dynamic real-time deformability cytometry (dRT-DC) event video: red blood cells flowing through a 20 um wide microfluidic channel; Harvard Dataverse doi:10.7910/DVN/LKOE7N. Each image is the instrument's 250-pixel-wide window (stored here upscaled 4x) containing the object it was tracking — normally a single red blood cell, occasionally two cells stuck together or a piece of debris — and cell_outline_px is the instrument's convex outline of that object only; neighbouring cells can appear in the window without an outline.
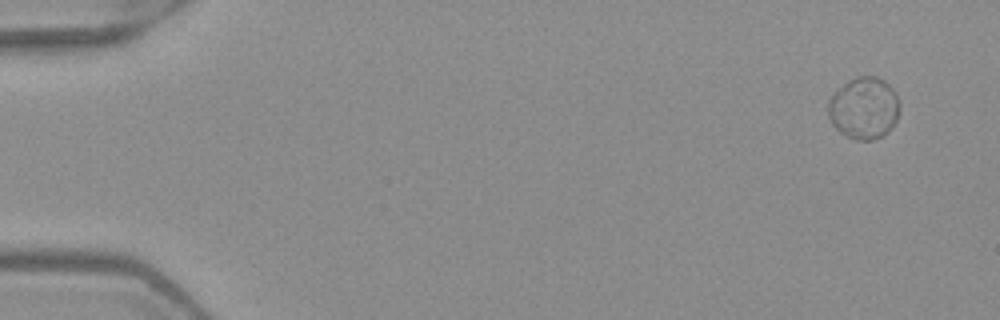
{"species": "Egyptian fruit bat (a non-hibernating species)", "species_latin": "Rousettus aegyptiacus", "temperature_condition": "warm", "stored_images_in_passage": 4, "camera_frame_rate_fps": 3000, "um_per_image_px": 0.085, "frame": {"image": 1, "passage_image": 1, "time_ms": 0.0, "image_size_px": [1000, 320], "cell_outline_px": [[900, 112], [892, 128], [888, 132], [872, 140], [856, 140], [840, 132], [832, 124], [828, 116], [828, 100], [848, 80], [856, 76], [876, 76], [884, 80], [896, 92], [900, 100]], "centroid_in_image_um": [73.47, 9.18], "position_along_channel_um": 11.5, "area_um2": 25.95}}
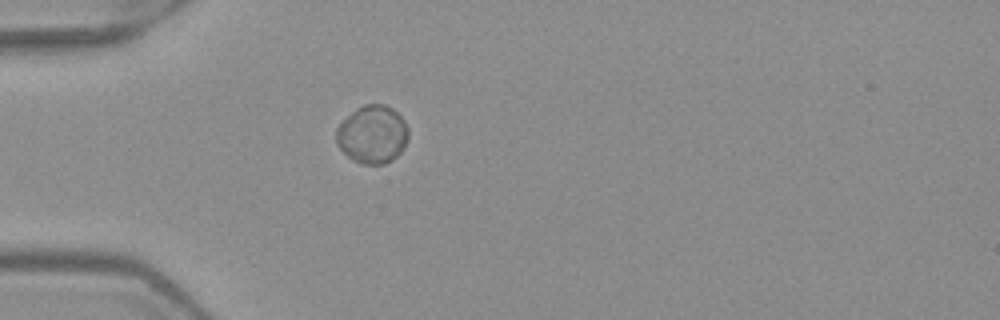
{"frame": {"image": 2, "passage_image": 4, "time_ms": 1.0, "image_size_px": [1000, 320], "cell_outline_px": [[408, 140], [404, 148], [392, 160], [384, 164], [360, 164], [352, 160], [336, 144], [336, 128], [356, 108], [364, 104], [384, 104], [392, 108], [404, 120], [408, 128]], "centroid_in_image_um": [31.66, 11.43], "position_along_channel_um": 53.3, "area_um2": 24.45}}